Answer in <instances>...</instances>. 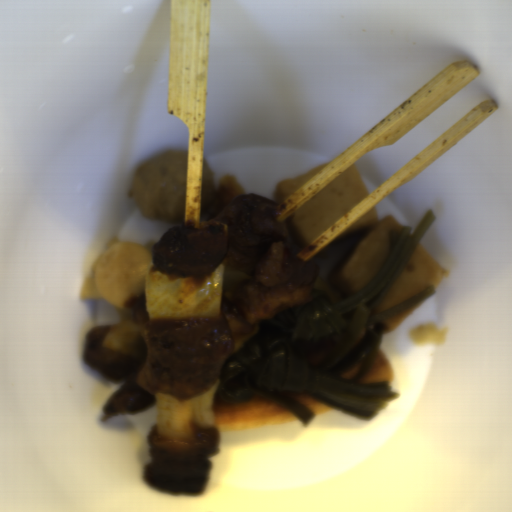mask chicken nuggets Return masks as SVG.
Masks as SVG:
<instances>
[{
    "mask_svg": "<svg viewBox=\"0 0 512 512\" xmlns=\"http://www.w3.org/2000/svg\"><path fill=\"white\" fill-rule=\"evenodd\" d=\"M144 466L146 484L175 494H199L205 488L211 463L209 451H167L151 448Z\"/></svg>",
    "mask_w": 512,
    "mask_h": 512,
    "instance_id": "obj_3",
    "label": "chicken nuggets"
},
{
    "mask_svg": "<svg viewBox=\"0 0 512 512\" xmlns=\"http://www.w3.org/2000/svg\"><path fill=\"white\" fill-rule=\"evenodd\" d=\"M299 251L278 216L277 202L251 192L196 228H170L151 257L156 269L176 279H201L227 260L248 280L225 297L246 322L257 324L313 300L320 266L297 256Z\"/></svg>",
    "mask_w": 512,
    "mask_h": 512,
    "instance_id": "obj_1",
    "label": "chicken nuggets"
},
{
    "mask_svg": "<svg viewBox=\"0 0 512 512\" xmlns=\"http://www.w3.org/2000/svg\"><path fill=\"white\" fill-rule=\"evenodd\" d=\"M132 306L133 320L145 324L142 362L104 347L112 325L92 327L86 334V366L108 379L126 381L109 397L104 413L112 417L137 414L154 405L160 394L188 400L206 392L234 353L225 315L153 319L144 293Z\"/></svg>",
    "mask_w": 512,
    "mask_h": 512,
    "instance_id": "obj_2",
    "label": "chicken nuggets"
}]
</instances>
